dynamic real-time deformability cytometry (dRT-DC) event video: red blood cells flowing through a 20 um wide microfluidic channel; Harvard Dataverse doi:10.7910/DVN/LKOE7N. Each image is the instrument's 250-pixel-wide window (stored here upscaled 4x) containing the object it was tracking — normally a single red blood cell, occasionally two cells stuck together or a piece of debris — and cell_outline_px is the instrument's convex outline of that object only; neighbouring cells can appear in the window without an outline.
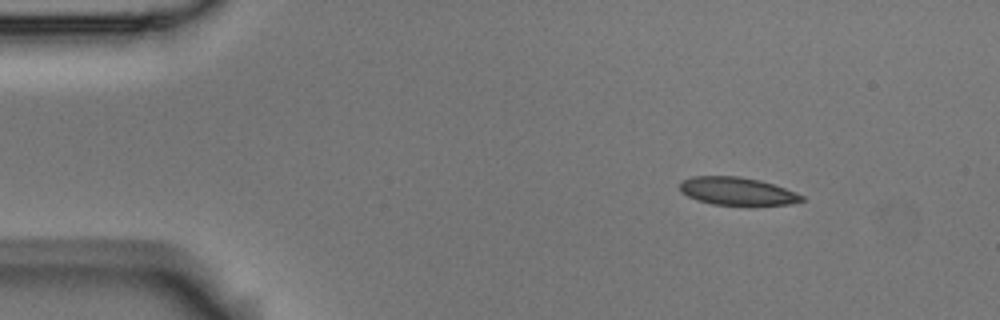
{"species": "Egyptian fruit bat (a non-hibernating species)", "species_latin": "Rousettus aegyptiacus", "temperature_condition": "room temperature", "stored_images_in_passage": 6, "camera_frame_rate_fps": 3000, "um_per_image_px": 0.085, "animal": {"sex": "male"}, "frame": {"image": 1, "passage_image": 1, "time_ms": 0.0, "image_size_px": [1000, 320], "cell_outline_px": [[804, 200], [792, 204], [752, 208], [712, 204], [696, 200], [688, 196], [680, 188], [680, 180], [692, 176], [740, 176], [760, 180], [796, 192], [804, 196]], "centroid_in_image_um": [62.71, 16.3], "position_along_channel_um": 22.3, "area_um2": 20.69}}
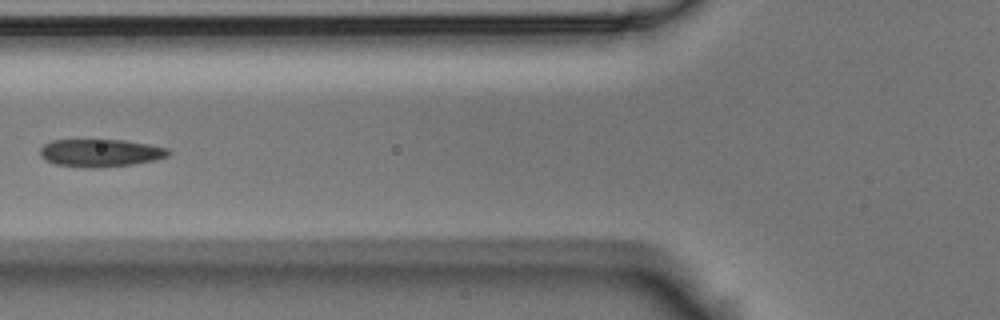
{"frame": {"image": 2, "passage_image": 5, "time_ms": 1.333, "image_size_px": [1000, 320], "cell_outline_px": [[172, 152], [168, 156], [156, 160], [132, 164], [104, 168], [84, 168], [56, 164], [44, 160], [40, 156], [40, 148], [44, 144], [52, 140], [124, 140], [148, 144], [168, 148]], "centroid_in_image_um": [8.54, 13.01], "position_along_channel_um": 117.3, "area_um2": 20.98}}
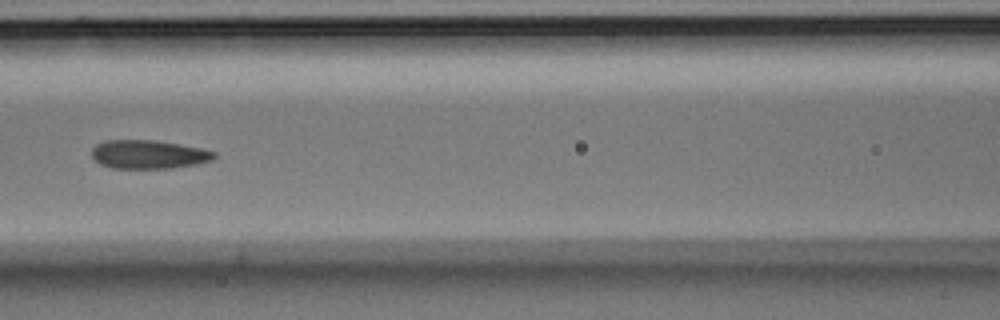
{"frame": {"image": 3, "passage_image": 6, "time_ms": 1.667, "image_size_px": [1000, 320], "cell_outline_px": [[216, 156], [212, 160], [196, 164], [172, 168], [112, 168], [100, 164], [92, 156], [92, 148], [96, 144], [104, 140], [152, 140], [200, 148], [216, 152]], "centroid_in_image_um": [12.6, 13.12], "position_along_channel_um": 154.0, "area_um2": 20.29}}